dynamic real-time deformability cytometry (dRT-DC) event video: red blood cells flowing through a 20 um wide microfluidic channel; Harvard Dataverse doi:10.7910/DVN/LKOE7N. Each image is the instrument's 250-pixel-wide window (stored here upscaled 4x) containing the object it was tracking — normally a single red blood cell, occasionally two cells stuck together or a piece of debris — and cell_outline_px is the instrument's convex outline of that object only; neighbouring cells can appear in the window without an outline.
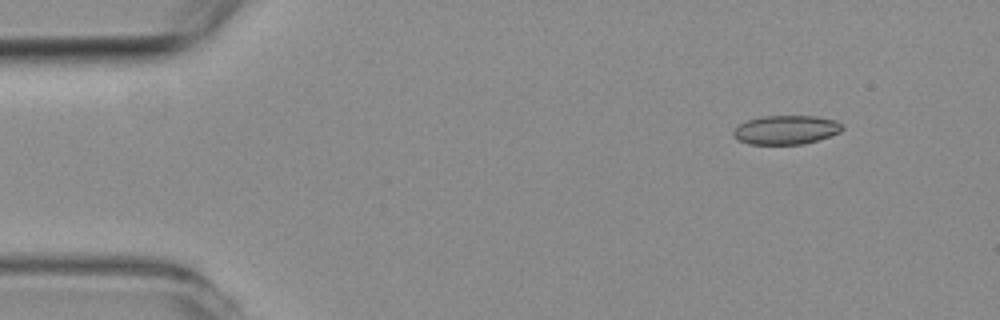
{"species": "common noctule bat (a hibernating species)", "species_latin": "Nyctalus noctula", "temperature_condition": "room temperature", "stored_images_in_passage": 7, "camera_frame_rate_fps": 3000, "um_per_image_px": 0.085, "animal": {"sex": "female", "body_mass_g": 19.3, "forearm_length_mm": 54.1}, "frame": {"image": 1, "passage_image": 1, "time_ms": 0.0, "image_size_px": [1000, 320], "cell_outline_px": [[844, 128], [840, 132], [804, 144], [748, 144], [740, 140], [732, 132], [736, 124], [748, 120], [764, 116], [820, 116], [836, 120], [844, 124]], "centroid_in_image_um": [66.83, 11.02], "position_along_channel_um": 18.2, "area_um2": 18.44}}
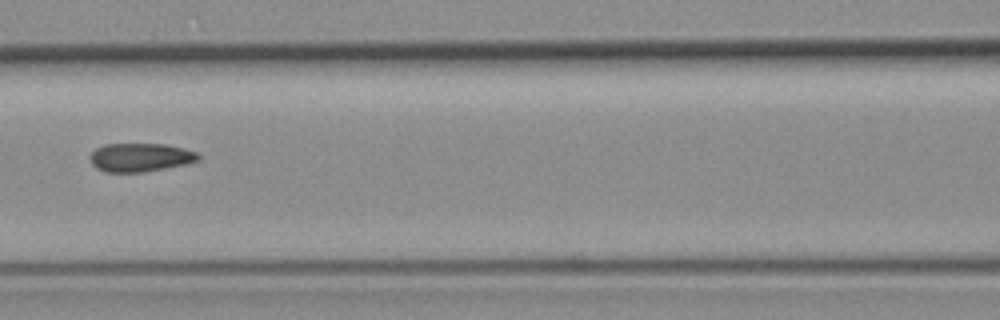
{"frame": {"image": 2, "passage_image": 6, "time_ms": 6.0, "image_size_px": [1000, 320], "cell_outline_px": [[200, 160], [188, 164], [144, 172], [104, 172], [96, 168], [92, 164], [88, 156], [96, 148], [104, 144], [164, 144], [184, 148], [196, 152], [200, 156]], "centroid_in_image_um": [11.92, 13.38], "position_along_channel_um": 154.7, "area_um2": 18.21}}
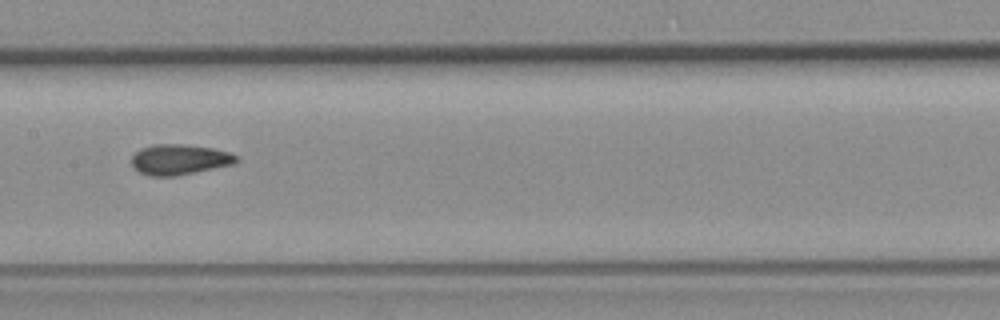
{"frame": {"image": 3, "passage_image": 7, "time_ms": 7.0, "image_size_px": [1000, 320], "cell_outline_px": [[240, 160], [236, 164], [176, 176], [152, 176], [140, 172], [132, 168], [132, 156], [140, 148], [156, 144], [180, 144], [212, 148], [228, 152], [236, 156]], "centroid_in_image_um": [15.26, 13.57], "position_along_channel_um": 192.1, "area_um2": 18.61}}